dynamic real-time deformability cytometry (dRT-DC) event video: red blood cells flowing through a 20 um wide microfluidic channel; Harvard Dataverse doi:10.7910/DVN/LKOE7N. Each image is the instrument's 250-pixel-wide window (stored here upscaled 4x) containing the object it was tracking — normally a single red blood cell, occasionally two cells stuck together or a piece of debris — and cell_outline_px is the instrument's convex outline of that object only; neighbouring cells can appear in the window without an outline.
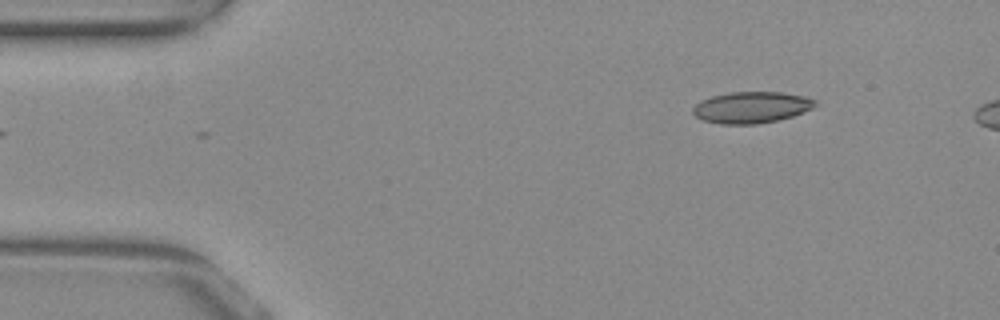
{"species": "common noctule bat (a hibernating species)", "species_latin": "Nyctalus noctula", "temperature_condition": "warm", "stored_images_in_passage": 45, "camera_frame_rate_fps": 3000, "um_per_image_px": 0.085, "animal": {"sex": "female", "body_mass_g": 29.2, "forearm_length_mm": 56.3}, "frame": {"image": 1, "passage_image": 1, "time_ms": 0.0, "image_size_px": [1000, 320], "cell_outline_px": [[820, 104], [804, 112], [792, 116], [776, 120], [756, 124], [720, 124], [704, 120], [696, 116], [692, 112], [692, 108], [700, 100], [712, 96], [728, 92], [780, 92], [804, 96], [816, 100]], "centroid_in_image_um": [63.88, 9.12], "position_along_channel_um": 21.1, "area_um2": 22.43}}
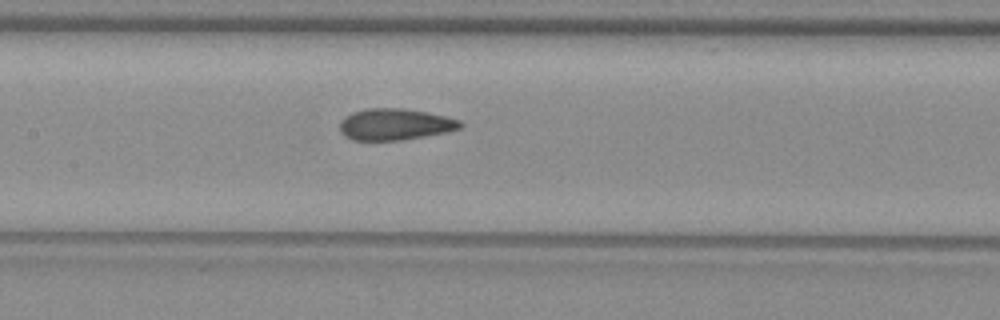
{"frame": {"image": 2, "passage_image": 19, "time_ms": 6.0, "image_size_px": [1000, 320], "cell_outline_px": [[464, 128], [404, 140], [352, 140], [344, 136], [340, 132], [340, 124], [352, 112], [364, 108], [404, 108], [444, 116], [460, 120], [464, 124]], "centroid_in_image_um": [33.59, 10.57], "position_along_channel_um": 173.8, "area_um2": 22.02}}
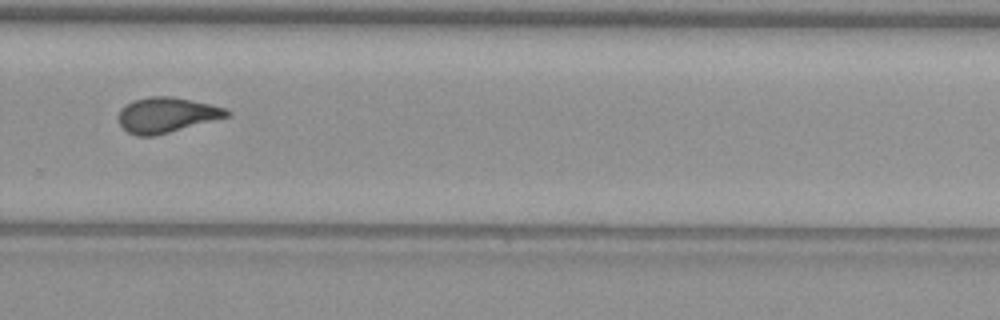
{"frame": {"image": 3, "passage_image": 30, "time_ms": 9.667, "image_size_px": [1000, 320], "cell_outline_px": [[232, 112], [228, 116], [156, 136], [136, 136], [128, 132], [120, 124], [120, 108], [132, 100], [148, 96], [172, 96], [212, 104], [224, 108]], "centroid_in_image_um": [14.15, 9.76], "position_along_channel_um": 315.6, "area_um2": 22.2}, "authors_computed_cell_mechanics": {"area_um2": 22.1952, "velocity_mm_per_s": 3.8808, "shape_relaxation_time_tau1_ms": 9.4968, "shape_relaxation_time_tau2_ms": 1.2501, "deformation_change_tau1": 0.2133, "deformation_change_tau2": 0.0709}}